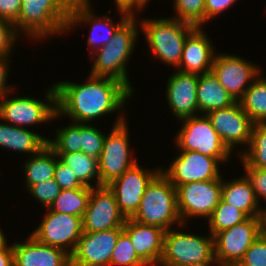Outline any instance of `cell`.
Masks as SVG:
<instances>
[{"mask_svg":"<svg viewBox=\"0 0 266 266\" xmlns=\"http://www.w3.org/2000/svg\"><path fill=\"white\" fill-rule=\"evenodd\" d=\"M85 79V83L66 80L54 82L60 118L65 116L71 122L89 124L117 112L114 125L127 120L123 108L128 106L134 93L125 84L108 77L88 75Z\"/></svg>","mask_w":266,"mask_h":266,"instance_id":"obj_1","label":"cell"},{"mask_svg":"<svg viewBox=\"0 0 266 266\" xmlns=\"http://www.w3.org/2000/svg\"><path fill=\"white\" fill-rule=\"evenodd\" d=\"M138 16H130L114 33V36L99 50L90 55L92 67L89 75L108 77L125 84L133 93L134 86L128 74V61L134 53L139 36Z\"/></svg>","mask_w":266,"mask_h":266,"instance_id":"obj_2","label":"cell"},{"mask_svg":"<svg viewBox=\"0 0 266 266\" xmlns=\"http://www.w3.org/2000/svg\"><path fill=\"white\" fill-rule=\"evenodd\" d=\"M70 6L68 0H23L15 30L34 42L65 35Z\"/></svg>","mask_w":266,"mask_h":266,"instance_id":"obj_3","label":"cell"},{"mask_svg":"<svg viewBox=\"0 0 266 266\" xmlns=\"http://www.w3.org/2000/svg\"><path fill=\"white\" fill-rule=\"evenodd\" d=\"M140 29L144 33L148 50L165 66L179 68L183 45L195 26L172 17L141 18ZM172 65V66H171Z\"/></svg>","mask_w":266,"mask_h":266,"instance_id":"obj_4","label":"cell"},{"mask_svg":"<svg viewBox=\"0 0 266 266\" xmlns=\"http://www.w3.org/2000/svg\"><path fill=\"white\" fill-rule=\"evenodd\" d=\"M131 219L157 226L165 231L182 224L178 211L176 188L160 172L147 186L139 207Z\"/></svg>","mask_w":266,"mask_h":266,"instance_id":"obj_5","label":"cell"},{"mask_svg":"<svg viewBox=\"0 0 266 266\" xmlns=\"http://www.w3.org/2000/svg\"><path fill=\"white\" fill-rule=\"evenodd\" d=\"M15 92L16 88L0 98V120L13 126L29 129L42 123L46 125V123L60 119L57 114L54 83L44 93L45 100L30 98V96L25 95L10 98V96L15 95Z\"/></svg>","mask_w":266,"mask_h":266,"instance_id":"obj_6","label":"cell"},{"mask_svg":"<svg viewBox=\"0 0 266 266\" xmlns=\"http://www.w3.org/2000/svg\"><path fill=\"white\" fill-rule=\"evenodd\" d=\"M184 226L182 223L176 226L178 229L173 227L165 231L163 255L159 263L190 266L202 261H215L214 237L210 233L201 236V233L184 232Z\"/></svg>","mask_w":266,"mask_h":266,"instance_id":"obj_7","label":"cell"},{"mask_svg":"<svg viewBox=\"0 0 266 266\" xmlns=\"http://www.w3.org/2000/svg\"><path fill=\"white\" fill-rule=\"evenodd\" d=\"M128 123V120H125L112 125L110 132L105 136L103 149L98 158L100 186H107L139 160L131 152Z\"/></svg>","mask_w":266,"mask_h":266,"instance_id":"obj_8","label":"cell"},{"mask_svg":"<svg viewBox=\"0 0 266 266\" xmlns=\"http://www.w3.org/2000/svg\"><path fill=\"white\" fill-rule=\"evenodd\" d=\"M263 231L264 217H249L242 223L216 233L213 237L217 266H237Z\"/></svg>","mask_w":266,"mask_h":266,"instance_id":"obj_9","label":"cell"},{"mask_svg":"<svg viewBox=\"0 0 266 266\" xmlns=\"http://www.w3.org/2000/svg\"><path fill=\"white\" fill-rule=\"evenodd\" d=\"M174 142L179 151H195L214 158H231L210 120L204 114L180 120ZM182 123V126H181Z\"/></svg>","mask_w":266,"mask_h":266,"instance_id":"obj_10","label":"cell"},{"mask_svg":"<svg viewBox=\"0 0 266 266\" xmlns=\"http://www.w3.org/2000/svg\"><path fill=\"white\" fill-rule=\"evenodd\" d=\"M92 0H75L71 3L69 11V22L66 33L71 32L72 28L90 26L87 36V44L90 54L99 50L114 36L116 30L130 17L129 14L119 11L121 19L113 20V17L106 15L97 16L93 11Z\"/></svg>","mask_w":266,"mask_h":266,"instance_id":"obj_11","label":"cell"},{"mask_svg":"<svg viewBox=\"0 0 266 266\" xmlns=\"http://www.w3.org/2000/svg\"><path fill=\"white\" fill-rule=\"evenodd\" d=\"M166 169L161 167V172L177 186L197 181L219 179L222 174L220 167L230 164L231 158H214L205 156L195 151H179ZM221 165V166H220Z\"/></svg>","mask_w":266,"mask_h":266,"instance_id":"obj_12","label":"cell"},{"mask_svg":"<svg viewBox=\"0 0 266 266\" xmlns=\"http://www.w3.org/2000/svg\"><path fill=\"white\" fill-rule=\"evenodd\" d=\"M222 176L219 179L190 182L176 187L178 211L182 223L191 218L208 219L221 199ZM189 219V220H187Z\"/></svg>","mask_w":266,"mask_h":266,"instance_id":"obj_13","label":"cell"},{"mask_svg":"<svg viewBox=\"0 0 266 266\" xmlns=\"http://www.w3.org/2000/svg\"><path fill=\"white\" fill-rule=\"evenodd\" d=\"M45 210L40 224L30 234L40 243L60 248L71 256L83 233L82 218Z\"/></svg>","mask_w":266,"mask_h":266,"instance_id":"obj_14","label":"cell"},{"mask_svg":"<svg viewBox=\"0 0 266 266\" xmlns=\"http://www.w3.org/2000/svg\"><path fill=\"white\" fill-rule=\"evenodd\" d=\"M262 68L239 55L217 53L211 72L230 96L239 101L252 82L260 75Z\"/></svg>","mask_w":266,"mask_h":266,"instance_id":"obj_15","label":"cell"},{"mask_svg":"<svg viewBox=\"0 0 266 266\" xmlns=\"http://www.w3.org/2000/svg\"><path fill=\"white\" fill-rule=\"evenodd\" d=\"M160 172L161 166L150 170L137 162L107 185L114 193L119 210L125 218H131L135 214L147 186Z\"/></svg>","mask_w":266,"mask_h":266,"instance_id":"obj_16","label":"cell"},{"mask_svg":"<svg viewBox=\"0 0 266 266\" xmlns=\"http://www.w3.org/2000/svg\"><path fill=\"white\" fill-rule=\"evenodd\" d=\"M205 115L231 153L236 146L244 145L247 148L255 123L244 112L239 101L227 108L217 109Z\"/></svg>","mask_w":266,"mask_h":266,"instance_id":"obj_17","label":"cell"},{"mask_svg":"<svg viewBox=\"0 0 266 266\" xmlns=\"http://www.w3.org/2000/svg\"><path fill=\"white\" fill-rule=\"evenodd\" d=\"M125 221L126 218L119 210L114 193L107 186L92 188L82 217L83 232L123 228Z\"/></svg>","mask_w":266,"mask_h":266,"instance_id":"obj_18","label":"cell"},{"mask_svg":"<svg viewBox=\"0 0 266 266\" xmlns=\"http://www.w3.org/2000/svg\"><path fill=\"white\" fill-rule=\"evenodd\" d=\"M123 228L99 232H83L74 253L71 266H110L111 256Z\"/></svg>","mask_w":266,"mask_h":266,"instance_id":"obj_19","label":"cell"},{"mask_svg":"<svg viewBox=\"0 0 266 266\" xmlns=\"http://www.w3.org/2000/svg\"><path fill=\"white\" fill-rule=\"evenodd\" d=\"M199 74L175 70L166 81L165 98L168 108L180 120L199 115L197 84Z\"/></svg>","mask_w":266,"mask_h":266,"instance_id":"obj_20","label":"cell"},{"mask_svg":"<svg viewBox=\"0 0 266 266\" xmlns=\"http://www.w3.org/2000/svg\"><path fill=\"white\" fill-rule=\"evenodd\" d=\"M203 27H196L183 45L181 62L177 70L184 73L205 74L211 72L216 48Z\"/></svg>","mask_w":266,"mask_h":266,"instance_id":"obj_21","label":"cell"},{"mask_svg":"<svg viewBox=\"0 0 266 266\" xmlns=\"http://www.w3.org/2000/svg\"><path fill=\"white\" fill-rule=\"evenodd\" d=\"M14 266H71V256L64 250L45 245L31 234L24 241L12 242Z\"/></svg>","mask_w":266,"mask_h":266,"instance_id":"obj_22","label":"cell"},{"mask_svg":"<svg viewBox=\"0 0 266 266\" xmlns=\"http://www.w3.org/2000/svg\"><path fill=\"white\" fill-rule=\"evenodd\" d=\"M123 230L129 235L136 254L148 266H158L163 255L165 230L131 218H126Z\"/></svg>","mask_w":266,"mask_h":266,"instance_id":"obj_23","label":"cell"},{"mask_svg":"<svg viewBox=\"0 0 266 266\" xmlns=\"http://www.w3.org/2000/svg\"><path fill=\"white\" fill-rule=\"evenodd\" d=\"M221 199L244 212L248 217H264L251 181L245 174L234 180H225L222 176Z\"/></svg>","mask_w":266,"mask_h":266,"instance_id":"obj_24","label":"cell"},{"mask_svg":"<svg viewBox=\"0 0 266 266\" xmlns=\"http://www.w3.org/2000/svg\"><path fill=\"white\" fill-rule=\"evenodd\" d=\"M0 147L17 153L26 154V157L37 154L47 145L49 137L38 134L34 130L13 126L0 120Z\"/></svg>","mask_w":266,"mask_h":266,"instance_id":"obj_25","label":"cell"},{"mask_svg":"<svg viewBox=\"0 0 266 266\" xmlns=\"http://www.w3.org/2000/svg\"><path fill=\"white\" fill-rule=\"evenodd\" d=\"M236 101L230 96L212 72L199 74L197 103L200 114L227 108Z\"/></svg>","mask_w":266,"mask_h":266,"instance_id":"obj_26","label":"cell"},{"mask_svg":"<svg viewBox=\"0 0 266 266\" xmlns=\"http://www.w3.org/2000/svg\"><path fill=\"white\" fill-rule=\"evenodd\" d=\"M57 154L48 146H44L37 154L31 155L24 161L23 172L25 189L54 178Z\"/></svg>","mask_w":266,"mask_h":266,"instance_id":"obj_27","label":"cell"},{"mask_svg":"<svg viewBox=\"0 0 266 266\" xmlns=\"http://www.w3.org/2000/svg\"><path fill=\"white\" fill-rule=\"evenodd\" d=\"M56 154L64 164L72 169L75 177L83 186L90 188L100 187V175L97 158L87 155L81 151Z\"/></svg>","mask_w":266,"mask_h":266,"instance_id":"obj_28","label":"cell"},{"mask_svg":"<svg viewBox=\"0 0 266 266\" xmlns=\"http://www.w3.org/2000/svg\"><path fill=\"white\" fill-rule=\"evenodd\" d=\"M239 103L255 124L266 123V76L260 74L245 91Z\"/></svg>","mask_w":266,"mask_h":266,"instance_id":"obj_29","label":"cell"},{"mask_svg":"<svg viewBox=\"0 0 266 266\" xmlns=\"http://www.w3.org/2000/svg\"><path fill=\"white\" fill-rule=\"evenodd\" d=\"M238 157L244 168H266V123L254 124L249 145Z\"/></svg>","mask_w":266,"mask_h":266,"instance_id":"obj_30","label":"cell"},{"mask_svg":"<svg viewBox=\"0 0 266 266\" xmlns=\"http://www.w3.org/2000/svg\"><path fill=\"white\" fill-rule=\"evenodd\" d=\"M91 190L92 188L87 186L62 190L48 209L53 212L70 214L82 218L87 208Z\"/></svg>","mask_w":266,"mask_h":266,"instance_id":"obj_31","label":"cell"},{"mask_svg":"<svg viewBox=\"0 0 266 266\" xmlns=\"http://www.w3.org/2000/svg\"><path fill=\"white\" fill-rule=\"evenodd\" d=\"M248 218L244 212L220 199L206 224L209 233L214 236L216 233L242 223Z\"/></svg>","mask_w":266,"mask_h":266,"instance_id":"obj_32","label":"cell"},{"mask_svg":"<svg viewBox=\"0 0 266 266\" xmlns=\"http://www.w3.org/2000/svg\"><path fill=\"white\" fill-rule=\"evenodd\" d=\"M55 129L54 139L47 140V145L55 153L80 152L81 123L70 122L65 127Z\"/></svg>","mask_w":266,"mask_h":266,"instance_id":"obj_33","label":"cell"},{"mask_svg":"<svg viewBox=\"0 0 266 266\" xmlns=\"http://www.w3.org/2000/svg\"><path fill=\"white\" fill-rule=\"evenodd\" d=\"M174 14L172 18L189 23L195 27H204L205 0H173Z\"/></svg>","mask_w":266,"mask_h":266,"instance_id":"obj_34","label":"cell"},{"mask_svg":"<svg viewBox=\"0 0 266 266\" xmlns=\"http://www.w3.org/2000/svg\"><path fill=\"white\" fill-rule=\"evenodd\" d=\"M110 266H148L137 254L129 235L123 230L113 250Z\"/></svg>","mask_w":266,"mask_h":266,"instance_id":"obj_35","label":"cell"},{"mask_svg":"<svg viewBox=\"0 0 266 266\" xmlns=\"http://www.w3.org/2000/svg\"><path fill=\"white\" fill-rule=\"evenodd\" d=\"M106 133L94 124L81 123L80 151L99 158L103 149Z\"/></svg>","mask_w":266,"mask_h":266,"instance_id":"obj_36","label":"cell"},{"mask_svg":"<svg viewBox=\"0 0 266 266\" xmlns=\"http://www.w3.org/2000/svg\"><path fill=\"white\" fill-rule=\"evenodd\" d=\"M62 189L57 184L54 178L49 179L47 181H43L42 183H38L32 185L26 192H29L32 196L31 198H35L41 203L43 208H49L53 201L59 196Z\"/></svg>","mask_w":266,"mask_h":266,"instance_id":"obj_37","label":"cell"},{"mask_svg":"<svg viewBox=\"0 0 266 266\" xmlns=\"http://www.w3.org/2000/svg\"><path fill=\"white\" fill-rule=\"evenodd\" d=\"M237 266H266V232L251 244Z\"/></svg>","mask_w":266,"mask_h":266,"instance_id":"obj_38","label":"cell"},{"mask_svg":"<svg viewBox=\"0 0 266 266\" xmlns=\"http://www.w3.org/2000/svg\"><path fill=\"white\" fill-rule=\"evenodd\" d=\"M19 37L12 22L0 19V57H12Z\"/></svg>","mask_w":266,"mask_h":266,"instance_id":"obj_39","label":"cell"},{"mask_svg":"<svg viewBox=\"0 0 266 266\" xmlns=\"http://www.w3.org/2000/svg\"><path fill=\"white\" fill-rule=\"evenodd\" d=\"M244 170L245 175L252 183L257 201L262 211L265 213L266 207H264L262 203L266 202V168H244Z\"/></svg>","mask_w":266,"mask_h":266,"instance_id":"obj_40","label":"cell"},{"mask_svg":"<svg viewBox=\"0 0 266 266\" xmlns=\"http://www.w3.org/2000/svg\"><path fill=\"white\" fill-rule=\"evenodd\" d=\"M54 179L62 190L81 188L83 185L77 180L70 167L64 164L57 156Z\"/></svg>","mask_w":266,"mask_h":266,"instance_id":"obj_41","label":"cell"},{"mask_svg":"<svg viewBox=\"0 0 266 266\" xmlns=\"http://www.w3.org/2000/svg\"><path fill=\"white\" fill-rule=\"evenodd\" d=\"M238 0H205V23L230 9Z\"/></svg>","mask_w":266,"mask_h":266,"instance_id":"obj_42","label":"cell"},{"mask_svg":"<svg viewBox=\"0 0 266 266\" xmlns=\"http://www.w3.org/2000/svg\"><path fill=\"white\" fill-rule=\"evenodd\" d=\"M23 0H0V19L17 21Z\"/></svg>","mask_w":266,"mask_h":266,"instance_id":"obj_43","label":"cell"},{"mask_svg":"<svg viewBox=\"0 0 266 266\" xmlns=\"http://www.w3.org/2000/svg\"><path fill=\"white\" fill-rule=\"evenodd\" d=\"M115 5L117 6V11H123L130 16H138L139 12H143L145 7L148 5L147 0H114ZM147 4V5H146ZM143 9V10H142ZM138 12V13H137Z\"/></svg>","mask_w":266,"mask_h":266,"instance_id":"obj_44","label":"cell"},{"mask_svg":"<svg viewBox=\"0 0 266 266\" xmlns=\"http://www.w3.org/2000/svg\"><path fill=\"white\" fill-rule=\"evenodd\" d=\"M11 57H0V98L3 97L6 93L11 92L15 89L16 86L13 84L8 85L9 71L11 70L10 66Z\"/></svg>","mask_w":266,"mask_h":266,"instance_id":"obj_45","label":"cell"},{"mask_svg":"<svg viewBox=\"0 0 266 266\" xmlns=\"http://www.w3.org/2000/svg\"><path fill=\"white\" fill-rule=\"evenodd\" d=\"M0 266H14V255L12 244L7 243L0 248Z\"/></svg>","mask_w":266,"mask_h":266,"instance_id":"obj_46","label":"cell"},{"mask_svg":"<svg viewBox=\"0 0 266 266\" xmlns=\"http://www.w3.org/2000/svg\"><path fill=\"white\" fill-rule=\"evenodd\" d=\"M158 266H185L175 263H159ZM190 266H217L216 261H202Z\"/></svg>","mask_w":266,"mask_h":266,"instance_id":"obj_47","label":"cell"},{"mask_svg":"<svg viewBox=\"0 0 266 266\" xmlns=\"http://www.w3.org/2000/svg\"><path fill=\"white\" fill-rule=\"evenodd\" d=\"M7 236L4 235V232L2 231V228L0 226V248L5 246L8 242L6 239Z\"/></svg>","mask_w":266,"mask_h":266,"instance_id":"obj_48","label":"cell"},{"mask_svg":"<svg viewBox=\"0 0 266 266\" xmlns=\"http://www.w3.org/2000/svg\"><path fill=\"white\" fill-rule=\"evenodd\" d=\"M264 231L266 232V212L264 213Z\"/></svg>","mask_w":266,"mask_h":266,"instance_id":"obj_49","label":"cell"}]
</instances>
